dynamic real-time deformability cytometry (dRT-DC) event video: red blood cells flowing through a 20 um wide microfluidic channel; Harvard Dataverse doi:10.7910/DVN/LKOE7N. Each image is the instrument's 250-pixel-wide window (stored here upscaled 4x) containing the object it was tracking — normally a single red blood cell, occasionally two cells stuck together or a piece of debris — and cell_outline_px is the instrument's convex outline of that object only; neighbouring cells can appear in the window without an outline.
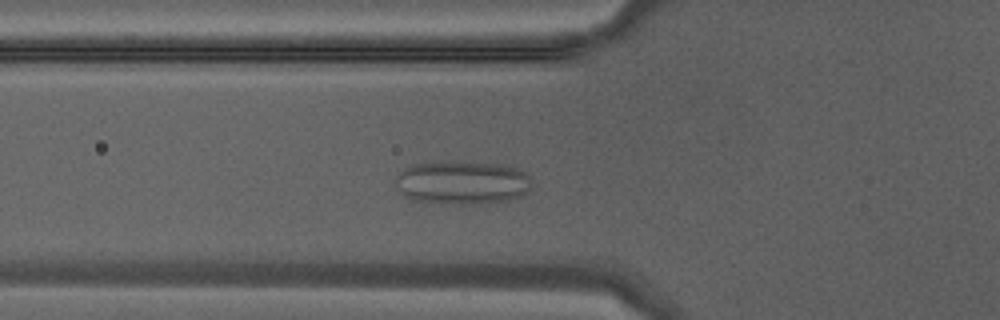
{"species": "Egyptian fruit bat (a non-hibernating species)", "species_latin": "Rousettus aegyptiacus", "temperature_condition": "warm", "stored_images_in_passage": 39, "camera_frame_rate_fps": 3000, "um_per_image_px": 0.085, "animal": {"sex": "male"}, "frame": {"image": 1, "passage_image": 12, "time_ms": 3.667, "image_size_px": [1000, 320], "cell_outline_px": [[532, 188], [524, 196], [508, 200], [480, 204], [460, 204], [412, 200], [404, 196], [396, 188], [396, 176], [408, 164], [452, 160], [472, 160], [500, 164], [520, 168], [528, 176]], "centroid_in_image_um": [39.3, 15.48], "position_along_channel_um": 86.5, "area_um2": 35.6}}
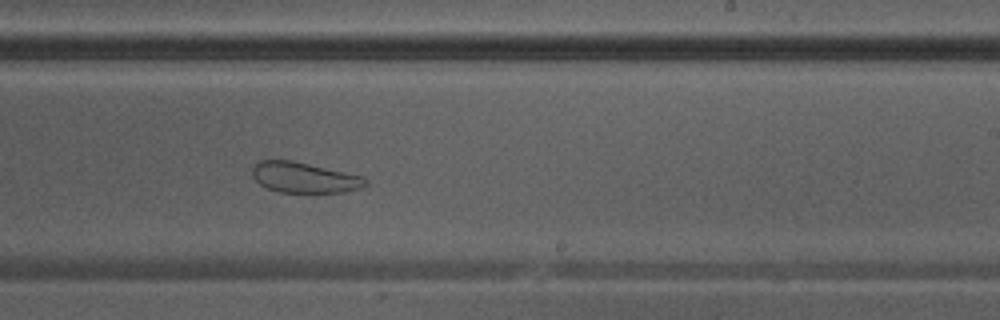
{"frame": {"image": 2, "passage_image": 23, "time_ms": 7.333, "image_size_px": [1000, 320], "cell_outline_px": [[368, 184], [360, 188], [344, 192], [280, 192], [268, 188], [260, 184], [252, 176], [252, 168], [260, 160], [292, 160], [364, 176], [368, 180]], "centroid_in_image_um": [25.89, 15.08], "position_along_channel_um": 263.1, "area_um2": 20.11}}
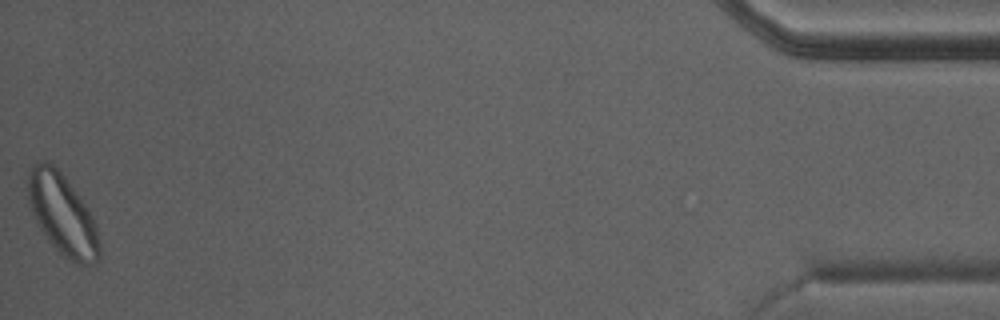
{"frame": {"image": 3, "passage_image": 39, "time_ms": 12.667, "image_size_px": [1000, 320], "cell_outline_px": [[100, 256], [96, 264], [80, 264], [64, 256], [48, 240], [40, 228], [28, 204], [28, 176], [32, 168], [40, 160], [48, 160], [64, 176], [84, 204], [96, 228], [100, 244]], "centroid_in_image_um": [5.29, 18.24], "position_along_channel_um": 429.9, "area_um2": 32.89}}